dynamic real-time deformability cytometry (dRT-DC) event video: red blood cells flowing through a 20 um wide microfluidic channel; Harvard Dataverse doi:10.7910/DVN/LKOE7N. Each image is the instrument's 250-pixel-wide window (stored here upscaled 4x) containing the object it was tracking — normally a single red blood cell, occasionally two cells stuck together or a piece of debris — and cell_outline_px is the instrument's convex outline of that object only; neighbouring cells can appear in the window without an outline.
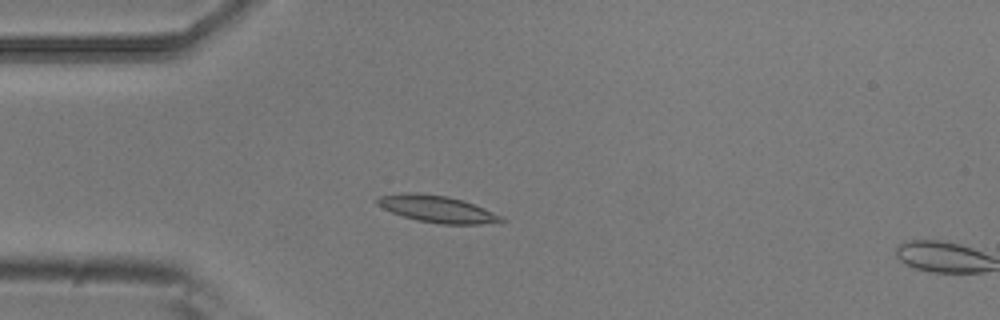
{"species": "common noctule bat (a hibernating species)", "species_latin": "Nyctalus noctula", "temperature_condition": "room temperature", "stored_images_in_passage": 4, "camera_frame_rate_fps": 3000, "um_per_image_px": 0.085, "animal": {"sex": "male", "body_mass_g": 20.5, "forearm_length_mm": 52.5}, "frame": {"image": 1, "passage_image": 3, "time_ms": 0.667, "image_size_px": [1000, 320], "cell_outline_px": [[508, 220], [500, 224], [440, 224], [416, 220], [392, 212], [376, 204], [376, 200], [380, 196], [404, 192], [416, 192], [448, 196], [464, 200], [504, 216]], "centroid_in_image_um": [37.26, 17.77], "position_along_channel_um": 47.7, "area_um2": 19.77}}